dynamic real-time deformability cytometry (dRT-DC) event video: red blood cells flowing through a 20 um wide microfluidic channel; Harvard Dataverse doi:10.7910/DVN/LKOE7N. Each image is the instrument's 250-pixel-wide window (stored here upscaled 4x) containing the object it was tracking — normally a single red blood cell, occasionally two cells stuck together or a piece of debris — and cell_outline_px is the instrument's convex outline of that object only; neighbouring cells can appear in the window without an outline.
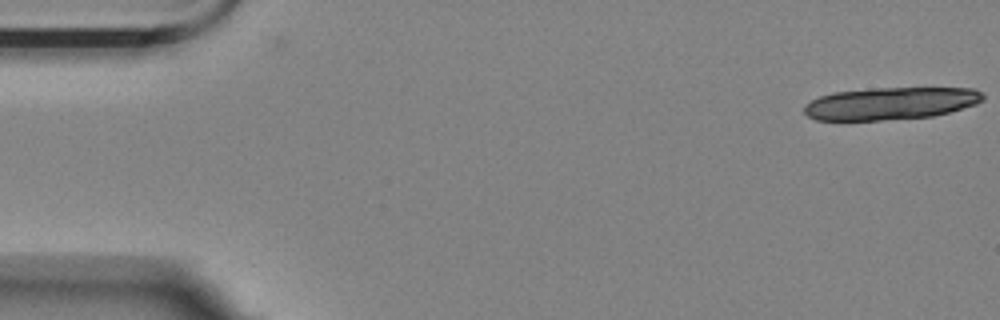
{"species": "Egyptian fruit bat (a non-hibernating species)", "species_latin": "Rousettus aegyptiacus", "temperature_condition": "room temperature", "stored_images_in_passage": 4, "camera_frame_rate_fps": 3000, "um_per_image_px": 0.085, "animal": {"sex": "female"}, "frame": {"image": 1, "passage_image": 1, "time_ms": 0.0, "image_size_px": [1000, 320], "cell_outline_px": [[984, 100], [976, 104], [948, 112], [932, 116], [880, 120], [816, 120], [808, 116], [804, 112], [804, 108], [812, 100], [820, 96], [832, 92], [872, 88], [972, 88], [980, 92], [984, 96]], "centroid_in_image_um": [75.69, 8.78], "position_along_channel_um": 9.3, "area_um2": 33.52}}